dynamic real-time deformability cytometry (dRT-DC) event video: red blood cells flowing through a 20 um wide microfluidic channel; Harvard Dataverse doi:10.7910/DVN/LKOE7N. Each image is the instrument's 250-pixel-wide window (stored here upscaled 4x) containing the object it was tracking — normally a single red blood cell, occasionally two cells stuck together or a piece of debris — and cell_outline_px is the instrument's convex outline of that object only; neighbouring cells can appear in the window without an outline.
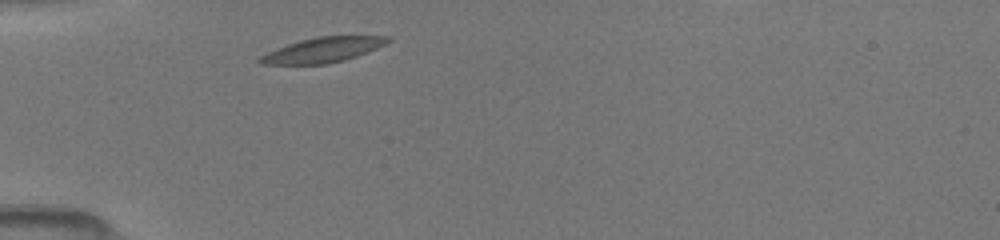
{"species": "common noctule bat (a hibernating species)", "species_latin": "Nyctalus noctula", "temperature_condition": "room temperature", "stored_images_in_passage": 45, "camera_frame_rate_fps": 3000, "um_per_image_px": 0.085, "animal": {"sex": "female", "body_mass_g": 19.5, "forearm_length_mm": 54.1}, "frame": {"image": 1, "passage_image": 1, "time_ms": 0.0, "image_size_px": [1000, 240], "cell_outline_px": [[392, 40], [376, 48], [356, 56], [344, 60], [328, 64], [260, 64], [256, 60], [260, 56], [268, 52], [288, 44], [300, 40], [316, 36], [392, 36]], "centroid_in_image_um": [27.44, 4.24], "position_along_channel_um": 57.6, "area_um2": 18.5}}
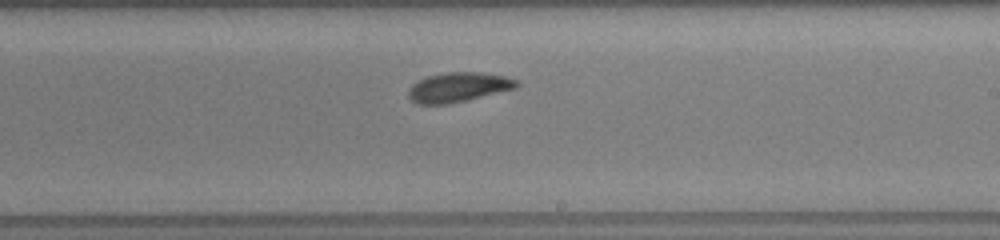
{"frame": {"image": 2, "passage_image": 23, "time_ms": 5.0, "image_size_px": [1000, 240], "cell_outline_px": [[520, 84], [516, 88], [448, 104], [416, 104], [408, 96], [408, 88], [412, 84], [428, 76], [448, 72], [480, 72], [504, 76], [520, 80]], "centroid_in_image_um": [38.96, 7.41], "position_along_channel_um": 250.0, "area_um2": 18.55}}
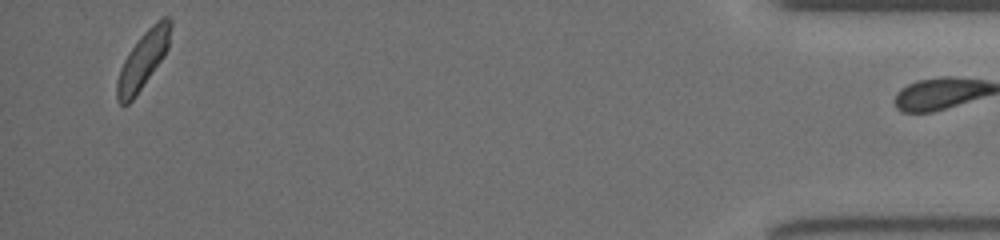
{"frame": {"image": 3, "passage_image": 44, "time_ms": 11.0, "image_size_px": [1000, 240], "cell_outline_px": [[172, 24], [168, 48], [164, 56], [136, 96], [128, 104], [120, 104], [116, 100], [116, 80], [120, 68], [128, 52], [140, 36], [156, 20], [164, 16], [168, 16], [172, 20]], "centroid_in_image_um": [12.15, 5.08], "position_along_channel_um": 423.0, "area_um2": 17.98}}